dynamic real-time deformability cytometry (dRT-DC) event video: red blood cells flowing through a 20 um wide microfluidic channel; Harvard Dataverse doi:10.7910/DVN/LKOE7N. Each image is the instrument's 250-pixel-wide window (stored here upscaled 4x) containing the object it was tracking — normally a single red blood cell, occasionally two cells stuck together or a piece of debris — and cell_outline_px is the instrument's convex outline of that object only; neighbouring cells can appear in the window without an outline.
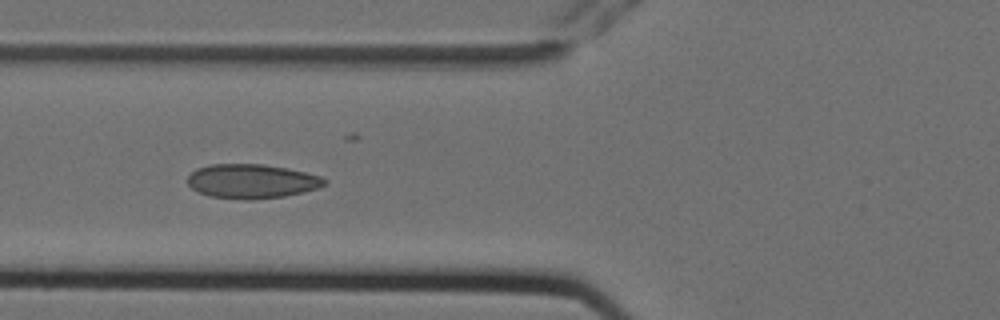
{"species": "Egyptian fruit bat (a non-hibernating species)", "species_latin": "Rousettus aegyptiacus", "temperature_condition": "cold", "stored_images_in_passage": 8, "camera_frame_rate_fps": 3000, "um_per_image_px": 0.085, "animal": {"sex": "female"}, "frame": {"image": 1, "passage_image": 7, "time_ms": 2.0, "image_size_px": [1000, 320], "cell_outline_px": [[328, 184], [320, 188], [304, 192], [284, 196], [252, 200], [240, 200], [208, 196], [192, 188], [188, 184], [188, 176], [196, 168], [208, 164], [264, 164], [288, 168], [320, 176], [328, 180]], "centroid_in_image_um": [21.42, 15.41], "position_along_channel_um": 104.4, "area_um2": 27.69}}
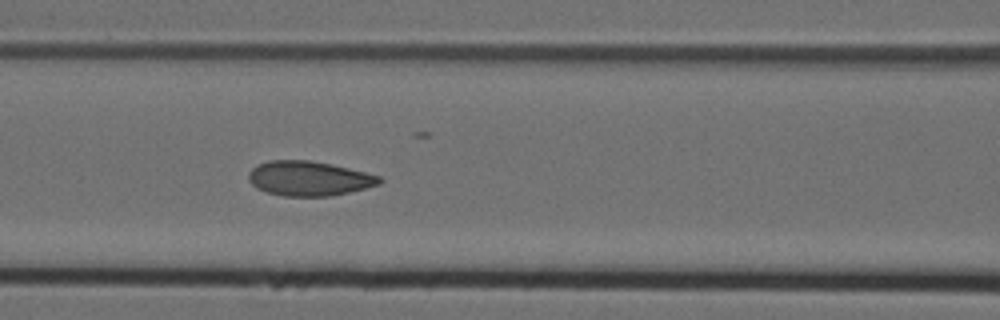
{"frame": {"image": 2, "passage_image": 8, "time_ms": 2.333, "image_size_px": [1000, 320], "cell_outline_px": [[384, 180], [380, 184], [332, 196], [284, 196], [268, 192], [256, 188], [248, 180], [248, 172], [256, 164], [268, 160], [308, 160], [332, 164], [380, 176]], "centroid_in_image_um": [26.23, 15.16], "position_along_channel_um": 140.4, "area_um2": 26.47}}